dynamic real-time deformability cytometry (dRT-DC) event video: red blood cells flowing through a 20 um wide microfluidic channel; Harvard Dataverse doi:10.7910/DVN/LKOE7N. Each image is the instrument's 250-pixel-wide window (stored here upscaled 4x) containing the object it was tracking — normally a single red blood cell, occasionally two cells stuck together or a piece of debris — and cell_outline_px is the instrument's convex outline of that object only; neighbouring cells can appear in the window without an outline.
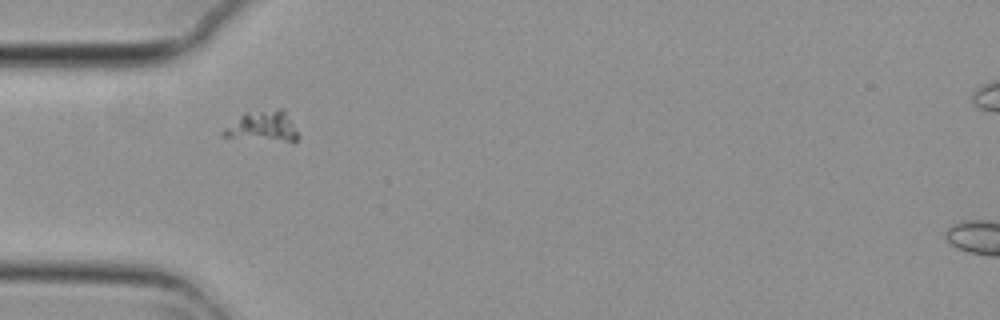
{"species": "common noctule bat (a hibernating species)", "species_latin": "Nyctalus noctula", "temperature_condition": "cold", "stored_images_in_passage": 3, "camera_frame_rate_fps": 3000, "um_per_image_px": 0.085, "animal": {"sex": "female", "body_mass_g": 29.2, "forearm_length_mm": 56.3}, "frame": {"image": 1, "passage_image": 1, "time_ms": 0.0, "image_size_px": [1000, 320], "cell_outline_px": [[300, 136], [292, 144], [224, 136], [220, 132], [224, 128], [244, 112], [276, 108], [280, 108], [284, 112]], "centroid_in_image_um": [22.35, 10.78], "position_along_channel_um": 62.6, "area_um2": 13.58}}
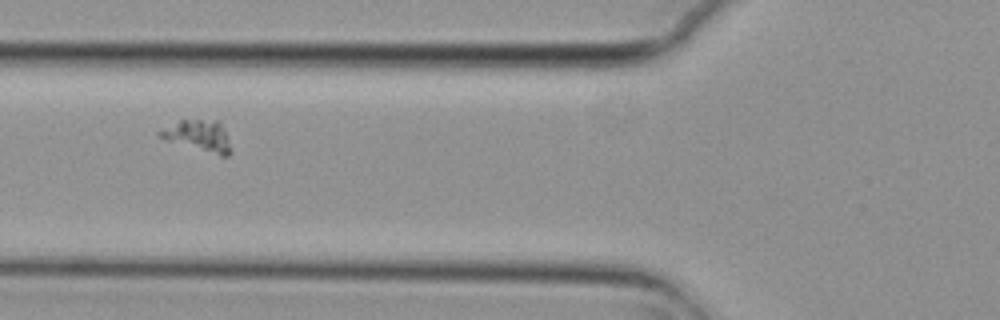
{"frame": {"image": 2, "passage_image": 2, "time_ms": 0.333, "image_size_px": [1000, 320], "cell_outline_px": [[232, 152], [228, 156], [220, 156], [168, 140], [156, 136], [156, 132], [180, 120], [220, 120]], "centroid_in_image_um": [16.88, 11.54], "position_along_channel_um": 108.9, "area_um2": 12.72}}
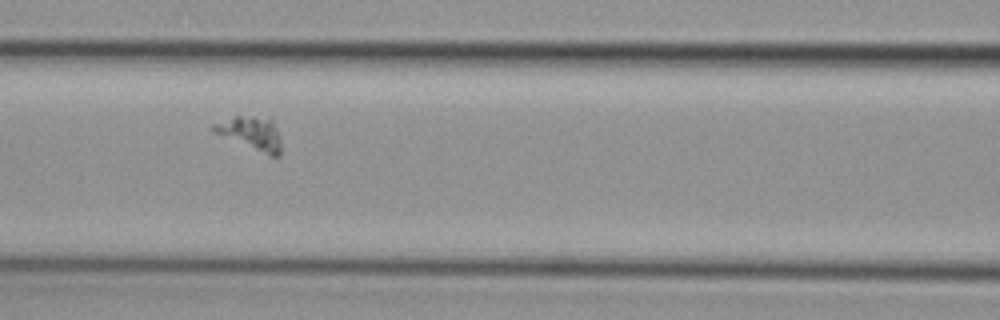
{"frame": {"image": 3, "passage_image": 3, "time_ms": 0.667, "image_size_px": [1000, 320], "cell_outline_px": [[280, 156], [272, 156], [212, 132], [212, 124], [236, 116], [252, 116], [272, 120], [280, 136]], "centroid_in_image_um": [21.33, 11.32], "position_along_channel_um": 145.3, "area_um2": 12.77}}